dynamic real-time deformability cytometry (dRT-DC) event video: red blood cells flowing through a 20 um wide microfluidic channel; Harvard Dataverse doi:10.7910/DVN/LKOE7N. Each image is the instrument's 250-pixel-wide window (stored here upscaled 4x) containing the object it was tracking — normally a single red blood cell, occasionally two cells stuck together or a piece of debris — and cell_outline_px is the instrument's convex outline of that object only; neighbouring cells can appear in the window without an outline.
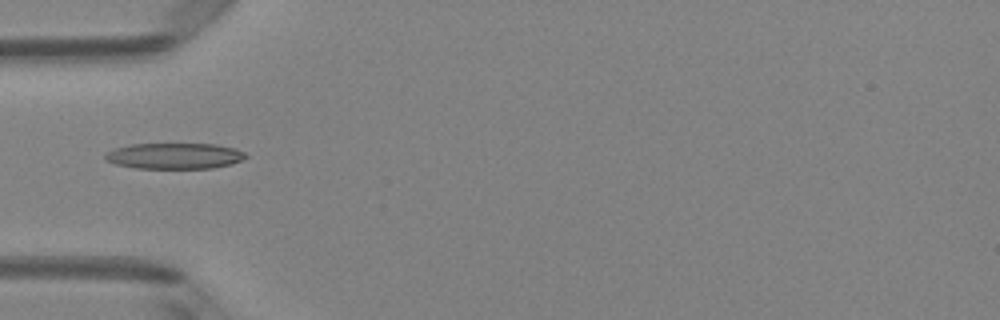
{"species": "Egyptian fruit bat (a non-hibernating species)", "species_latin": "Rousettus aegyptiacus", "temperature_condition": "room temperature", "stored_images_in_passage": 5, "camera_frame_rate_fps": 3000, "um_per_image_px": 0.085, "animal": {"sex": "female"}, "frame": {"image": 1, "passage_image": 4, "time_ms": 1.0, "image_size_px": [1000, 320], "cell_outline_px": [[248, 156], [240, 160], [228, 164], [212, 168], [136, 168], [116, 164], [104, 160], [104, 156], [108, 152], [116, 148], [128, 144], [216, 144], [236, 148], [244, 152]], "centroid_in_image_um": [14.81, 13.25], "position_along_channel_um": 70.2, "area_um2": 21.1}}
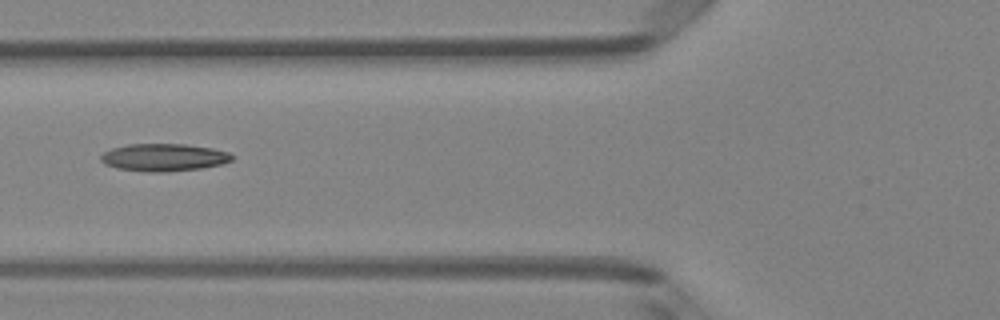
{"frame": {"image": 2, "passage_image": 5, "time_ms": 1.333, "image_size_px": [1000, 320], "cell_outline_px": [[236, 156], [232, 160], [220, 164], [200, 168], [168, 172], [148, 172], [116, 168], [104, 164], [100, 160], [100, 156], [104, 152], [112, 148], [128, 144], [184, 144], [212, 148], [228, 152]], "centroid_in_image_um": [13.91, 13.38], "position_along_channel_um": 111.9, "area_um2": 21.1}}